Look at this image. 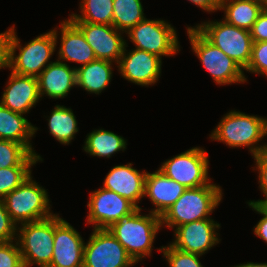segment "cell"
Returning a JSON list of instances; mask_svg holds the SVG:
<instances>
[{
	"label": "cell",
	"instance_id": "obj_23",
	"mask_svg": "<svg viewBox=\"0 0 267 267\" xmlns=\"http://www.w3.org/2000/svg\"><path fill=\"white\" fill-rule=\"evenodd\" d=\"M113 62L96 59L76 68V85L88 94L99 95L112 80Z\"/></svg>",
	"mask_w": 267,
	"mask_h": 267
},
{
	"label": "cell",
	"instance_id": "obj_39",
	"mask_svg": "<svg viewBox=\"0 0 267 267\" xmlns=\"http://www.w3.org/2000/svg\"><path fill=\"white\" fill-rule=\"evenodd\" d=\"M197 7L201 8L202 11L208 13H214L215 11L219 10L220 0H187Z\"/></svg>",
	"mask_w": 267,
	"mask_h": 267
},
{
	"label": "cell",
	"instance_id": "obj_34",
	"mask_svg": "<svg viewBox=\"0 0 267 267\" xmlns=\"http://www.w3.org/2000/svg\"><path fill=\"white\" fill-rule=\"evenodd\" d=\"M0 267H24L16 240L0 242Z\"/></svg>",
	"mask_w": 267,
	"mask_h": 267
},
{
	"label": "cell",
	"instance_id": "obj_13",
	"mask_svg": "<svg viewBox=\"0 0 267 267\" xmlns=\"http://www.w3.org/2000/svg\"><path fill=\"white\" fill-rule=\"evenodd\" d=\"M124 47L122 56L117 63L121 77L136 85L148 87L158 83L162 72V58L156 54L138 50H128Z\"/></svg>",
	"mask_w": 267,
	"mask_h": 267
},
{
	"label": "cell",
	"instance_id": "obj_5",
	"mask_svg": "<svg viewBox=\"0 0 267 267\" xmlns=\"http://www.w3.org/2000/svg\"><path fill=\"white\" fill-rule=\"evenodd\" d=\"M187 36L196 57L217 85L244 84V70L222 50L209 42L194 26H187Z\"/></svg>",
	"mask_w": 267,
	"mask_h": 267
},
{
	"label": "cell",
	"instance_id": "obj_33",
	"mask_svg": "<svg viewBox=\"0 0 267 267\" xmlns=\"http://www.w3.org/2000/svg\"><path fill=\"white\" fill-rule=\"evenodd\" d=\"M255 167L252 170L258 172L259 189L263 193L264 199L250 200L247 203H253L260 206H267V150H263L254 157Z\"/></svg>",
	"mask_w": 267,
	"mask_h": 267
},
{
	"label": "cell",
	"instance_id": "obj_21",
	"mask_svg": "<svg viewBox=\"0 0 267 267\" xmlns=\"http://www.w3.org/2000/svg\"><path fill=\"white\" fill-rule=\"evenodd\" d=\"M76 68L58 60L50 63L37 77L40 98L63 99L76 85Z\"/></svg>",
	"mask_w": 267,
	"mask_h": 267
},
{
	"label": "cell",
	"instance_id": "obj_20",
	"mask_svg": "<svg viewBox=\"0 0 267 267\" xmlns=\"http://www.w3.org/2000/svg\"><path fill=\"white\" fill-rule=\"evenodd\" d=\"M185 187L167 177L159 169L147 172L144 197H148L154 208L149 212L162 216L183 194Z\"/></svg>",
	"mask_w": 267,
	"mask_h": 267
},
{
	"label": "cell",
	"instance_id": "obj_29",
	"mask_svg": "<svg viewBox=\"0 0 267 267\" xmlns=\"http://www.w3.org/2000/svg\"><path fill=\"white\" fill-rule=\"evenodd\" d=\"M41 162L35 153H31L22 144L0 139V168L16 167L18 165H36Z\"/></svg>",
	"mask_w": 267,
	"mask_h": 267
},
{
	"label": "cell",
	"instance_id": "obj_28",
	"mask_svg": "<svg viewBox=\"0 0 267 267\" xmlns=\"http://www.w3.org/2000/svg\"><path fill=\"white\" fill-rule=\"evenodd\" d=\"M113 26L124 33L146 18L141 0H114Z\"/></svg>",
	"mask_w": 267,
	"mask_h": 267
},
{
	"label": "cell",
	"instance_id": "obj_11",
	"mask_svg": "<svg viewBox=\"0 0 267 267\" xmlns=\"http://www.w3.org/2000/svg\"><path fill=\"white\" fill-rule=\"evenodd\" d=\"M136 263L108 229H93L84 244L83 267H134Z\"/></svg>",
	"mask_w": 267,
	"mask_h": 267
},
{
	"label": "cell",
	"instance_id": "obj_14",
	"mask_svg": "<svg viewBox=\"0 0 267 267\" xmlns=\"http://www.w3.org/2000/svg\"><path fill=\"white\" fill-rule=\"evenodd\" d=\"M219 222L214 219H202L180 225L174 229V238L170 244L178 250L203 256L220 243L218 237Z\"/></svg>",
	"mask_w": 267,
	"mask_h": 267
},
{
	"label": "cell",
	"instance_id": "obj_3",
	"mask_svg": "<svg viewBox=\"0 0 267 267\" xmlns=\"http://www.w3.org/2000/svg\"><path fill=\"white\" fill-rule=\"evenodd\" d=\"M222 198L221 186L211 181L201 187L186 188L181 197L161 216L162 228L174 230L193 221L212 219L210 215Z\"/></svg>",
	"mask_w": 267,
	"mask_h": 267
},
{
	"label": "cell",
	"instance_id": "obj_19",
	"mask_svg": "<svg viewBox=\"0 0 267 267\" xmlns=\"http://www.w3.org/2000/svg\"><path fill=\"white\" fill-rule=\"evenodd\" d=\"M132 163L116 165L105 176L103 188L121 195L137 208L144 197L146 170L133 168Z\"/></svg>",
	"mask_w": 267,
	"mask_h": 267
},
{
	"label": "cell",
	"instance_id": "obj_26",
	"mask_svg": "<svg viewBox=\"0 0 267 267\" xmlns=\"http://www.w3.org/2000/svg\"><path fill=\"white\" fill-rule=\"evenodd\" d=\"M47 117L49 133L62 145H69L79 131L73 110L56 104Z\"/></svg>",
	"mask_w": 267,
	"mask_h": 267
},
{
	"label": "cell",
	"instance_id": "obj_31",
	"mask_svg": "<svg viewBox=\"0 0 267 267\" xmlns=\"http://www.w3.org/2000/svg\"><path fill=\"white\" fill-rule=\"evenodd\" d=\"M157 250L162 253L168 267H204L200 261L201 255L178 250L170 243Z\"/></svg>",
	"mask_w": 267,
	"mask_h": 267
},
{
	"label": "cell",
	"instance_id": "obj_18",
	"mask_svg": "<svg viewBox=\"0 0 267 267\" xmlns=\"http://www.w3.org/2000/svg\"><path fill=\"white\" fill-rule=\"evenodd\" d=\"M60 22L59 28L52 29L56 41L60 39L57 60L64 63L75 62L80 64L78 67L96 60L94 51L86 42L83 33L68 18Z\"/></svg>",
	"mask_w": 267,
	"mask_h": 267
},
{
	"label": "cell",
	"instance_id": "obj_16",
	"mask_svg": "<svg viewBox=\"0 0 267 267\" xmlns=\"http://www.w3.org/2000/svg\"><path fill=\"white\" fill-rule=\"evenodd\" d=\"M72 23L83 33L97 59L114 62L117 66L126 45L124 32L117 30L113 25Z\"/></svg>",
	"mask_w": 267,
	"mask_h": 267
},
{
	"label": "cell",
	"instance_id": "obj_2",
	"mask_svg": "<svg viewBox=\"0 0 267 267\" xmlns=\"http://www.w3.org/2000/svg\"><path fill=\"white\" fill-rule=\"evenodd\" d=\"M266 133V118L231 110L218 122L209 135L210 140L222 142L231 148H248L251 156L264 150L260 145Z\"/></svg>",
	"mask_w": 267,
	"mask_h": 267
},
{
	"label": "cell",
	"instance_id": "obj_40",
	"mask_svg": "<svg viewBox=\"0 0 267 267\" xmlns=\"http://www.w3.org/2000/svg\"><path fill=\"white\" fill-rule=\"evenodd\" d=\"M232 267V266H231ZM233 267H267V263H254V262H247V263H240L238 265H234Z\"/></svg>",
	"mask_w": 267,
	"mask_h": 267
},
{
	"label": "cell",
	"instance_id": "obj_37",
	"mask_svg": "<svg viewBox=\"0 0 267 267\" xmlns=\"http://www.w3.org/2000/svg\"><path fill=\"white\" fill-rule=\"evenodd\" d=\"M250 34L253 42L267 41V6L254 22Z\"/></svg>",
	"mask_w": 267,
	"mask_h": 267
},
{
	"label": "cell",
	"instance_id": "obj_8",
	"mask_svg": "<svg viewBox=\"0 0 267 267\" xmlns=\"http://www.w3.org/2000/svg\"><path fill=\"white\" fill-rule=\"evenodd\" d=\"M194 27L213 45L232 58L243 70L250 62L253 40L250 31L225 20L204 21Z\"/></svg>",
	"mask_w": 267,
	"mask_h": 267
},
{
	"label": "cell",
	"instance_id": "obj_4",
	"mask_svg": "<svg viewBox=\"0 0 267 267\" xmlns=\"http://www.w3.org/2000/svg\"><path fill=\"white\" fill-rule=\"evenodd\" d=\"M15 25L10 42V69L20 75L38 77L53 61H50L56 50L57 43L52 30L36 36L22 46ZM16 51H19L18 54Z\"/></svg>",
	"mask_w": 267,
	"mask_h": 267
},
{
	"label": "cell",
	"instance_id": "obj_38",
	"mask_svg": "<svg viewBox=\"0 0 267 267\" xmlns=\"http://www.w3.org/2000/svg\"><path fill=\"white\" fill-rule=\"evenodd\" d=\"M247 204L253 211L263 216L253 227V232L254 235L262 239L267 244V206H260L253 203Z\"/></svg>",
	"mask_w": 267,
	"mask_h": 267
},
{
	"label": "cell",
	"instance_id": "obj_7",
	"mask_svg": "<svg viewBox=\"0 0 267 267\" xmlns=\"http://www.w3.org/2000/svg\"><path fill=\"white\" fill-rule=\"evenodd\" d=\"M16 241L24 267H49L54 245V215L18 225Z\"/></svg>",
	"mask_w": 267,
	"mask_h": 267
},
{
	"label": "cell",
	"instance_id": "obj_17",
	"mask_svg": "<svg viewBox=\"0 0 267 267\" xmlns=\"http://www.w3.org/2000/svg\"><path fill=\"white\" fill-rule=\"evenodd\" d=\"M0 104L13 112L28 114L31 108L41 100L38 78L20 75L11 71Z\"/></svg>",
	"mask_w": 267,
	"mask_h": 267
},
{
	"label": "cell",
	"instance_id": "obj_6",
	"mask_svg": "<svg viewBox=\"0 0 267 267\" xmlns=\"http://www.w3.org/2000/svg\"><path fill=\"white\" fill-rule=\"evenodd\" d=\"M11 220L18 226L51 217L50 198L47 190L31 176L4 198Z\"/></svg>",
	"mask_w": 267,
	"mask_h": 267
},
{
	"label": "cell",
	"instance_id": "obj_25",
	"mask_svg": "<svg viewBox=\"0 0 267 267\" xmlns=\"http://www.w3.org/2000/svg\"><path fill=\"white\" fill-rule=\"evenodd\" d=\"M127 145L124 137L99 128L87 134L82 150L93 157L111 158L113 154L125 151Z\"/></svg>",
	"mask_w": 267,
	"mask_h": 267
},
{
	"label": "cell",
	"instance_id": "obj_15",
	"mask_svg": "<svg viewBox=\"0 0 267 267\" xmlns=\"http://www.w3.org/2000/svg\"><path fill=\"white\" fill-rule=\"evenodd\" d=\"M85 241L59 214H54V245L49 267H83Z\"/></svg>",
	"mask_w": 267,
	"mask_h": 267
},
{
	"label": "cell",
	"instance_id": "obj_41",
	"mask_svg": "<svg viewBox=\"0 0 267 267\" xmlns=\"http://www.w3.org/2000/svg\"><path fill=\"white\" fill-rule=\"evenodd\" d=\"M266 118V133L265 136H267V117ZM264 150H267V143H265Z\"/></svg>",
	"mask_w": 267,
	"mask_h": 267
},
{
	"label": "cell",
	"instance_id": "obj_42",
	"mask_svg": "<svg viewBox=\"0 0 267 267\" xmlns=\"http://www.w3.org/2000/svg\"><path fill=\"white\" fill-rule=\"evenodd\" d=\"M259 1L263 2L267 6V0H259Z\"/></svg>",
	"mask_w": 267,
	"mask_h": 267
},
{
	"label": "cell",
	"instance_id": "obj_12",
	"mask_svg": "<svg viewBox=\"0 0 267 267\" xmlns=\"http://www.w3.org/2000/svg\"><path fill=\"white\" fill-rule=\"evenodd\" d=\"M87 206L86 224L93 229H107L138 209L129 200L103 187L90 192Z\"/></svg>",
	"mask_w": 267,
	"mask_h": 267
},
{
	"label": "cell",
	"instance_id": "obj_22",
	"mask_svg": "<svg viewBox=\"0 0 267 267\" xmlns=\"http://www.w3.org/2000/svg\"><path fill=\"white\" fill-rule=\"evenodd\" d=\"M37 131L38 128L23 114L13 112L0 104V139L22 144L42 162L43 158L35 152L31 142Z\"/></svg>",
	"mask_w": 267,
	"mask_h": 267
},
{
	"label": "cell",
	"instance_id": "obj_32",
	"mask_svg": "<svg viewBox=\"0 0 267 267\" xmlns=\"http://www.w3.org/2000/svg\"><path fill=\"white\" fill-rule=\"evenodd\" d=\"M244 71L267 77V41L253 42L251 59Z\"/></svg>",
	"mask_w": 267,
	"mask_h": 267
},
{
	"label": "cell",
	"instance_id": "obj_35",
	"mask_svg": "<svg viewBox=\"0 0 267 267\" xmlns=\"http://www.w3.org/2000/svg\"><path fill=\"white\" fill-rule=\"evenodd\" d=\"M17 225L11 220L4 200L0 198V242L16 240Z\"/></svg>",
	"mask_w": 267,
	"mask_h": 267
},
{
	"label": "cell",
	"instance_id": "obj_1",
	"mask_svg": "<svg viewBox=\"0 0 267 267\" xmlns=\"http://www.w3.org/2000/svg\"><path fill=\"white\" fill-rule=\"evenodd\" d=\"M141 210L138 208L107 228L136 264L152 255L153 243L162 229L161 216L151 212L144 215Z\"/></svg>",
	"mask_w": 267,
	"mask_h": 267
},
{
	"label": "cell",
	"instance_id": "obj_24",
	"mask_svg": "<svg viewBox=\"0 0 267 267\" xmlns=\"http://www.w3.org/2000/svg\"><path fill=\"white\" fill-rule=\"evenodd\" d=\"M265 7L259 0H220L219 11L224 12L222 19L227 23L250 31Z\"/></svg>",
	"mask_w": 267,
	"mask_h": 267
},
{
	"label": "cell",
	"instance_id": "obj_10",
	"mask_svg": "<svg viewBox=\"0 0 267 267\" xmlns=\"http://www.w3.org/2000/svg\"><path fill=\"white\" fill-rule=\"evenodd\" d=\"M209 164L207 151L197 146L167 159L158 169L185 188H195L212 181L208 175Z\"/></svg>",
	"mask_w": 267,
	"mask_h": 267
},
{
	"label": "cell",
	"instance_id": "obj_36",
	"mask_svg": "<svg viewBox=\"0 0 267 267\" xmlns=\"http://www.w3.org/2000/svg\"><path fill=\"white\" fill-rule=\"evenodd\" d=\"M13 25L5 32L0 33V70L10 69V42Z\"/></svg>",
	"mask_w": 267,
	"mask_h": 267
},
{
	"label": "cell",
	"instance_id": "obj_30",
	"mask_svg": "<svg viewBox=\"0 0 267 267\" xmlns=\"http://www.w3.org/2000/svg\"><path fill=\"white\" fill-rule=\"evenodd\" d=\"M35 165H18L16 167L0 168V198L16 189L32 174Z\"/></svg>",
	"mask_w": 267,
	"mask_h": 267
},
{
	"label": "cell",
	"instance_id": "obj_27",
	"mask_svg": "<svg viewBox=\"0 0 267 267\" xmlns=\"http://www.w3.org/2000/svg\"><path fill=\"white\" fill-rule=\"evenodd\" d=\"M114 0H81L80 14H69L71 22H89L93 24L113 25Z\"/></svg>",
	"mask_w": 267,
	"mask_h": 267
},
{
	"label": "cell",
	"instance_id": "obj_9",
	"mask_svg": "<svg viewBox=\"0 0 267 267\" xmlns=\"http://www.w3.org/2000/svg\"><path fill=\"white\" fill-rule=\"evenodd\" d=\"M125 34L136 49L156 54L160 58L174 56L181 51L177 31L165 19L145 18Z\"/></svg>",
	"mask_w": 267,
	"mask_h": 267
}]
</instances>
